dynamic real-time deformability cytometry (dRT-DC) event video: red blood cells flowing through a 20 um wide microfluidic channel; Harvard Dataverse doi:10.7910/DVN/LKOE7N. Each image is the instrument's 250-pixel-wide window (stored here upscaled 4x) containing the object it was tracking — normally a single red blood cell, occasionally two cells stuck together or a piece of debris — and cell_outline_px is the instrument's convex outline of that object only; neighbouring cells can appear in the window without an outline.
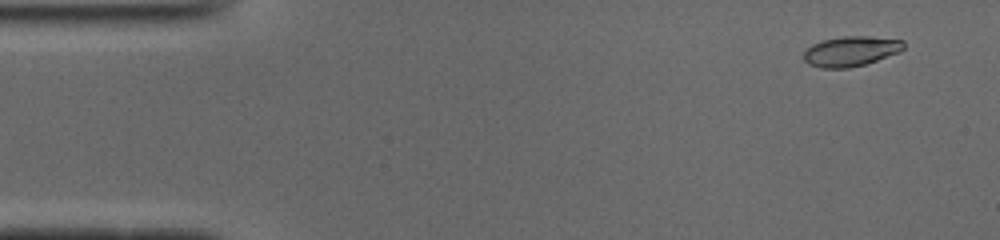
{"species": "common noctule bat (a hibernating species)", "species_latin": "Nyctalus noctula", "temperature_condition": "cold", "stored_images_in_passage": 51, "camera_frame_rate_fps": 3000, "um_per_image_px": 0.085, "animal": {"sex": "male", "body_mass_g": 19.0, "forearm_length_mm": 50.8}, "frame": {"image": 1, "passage_image": 4, "time_ms": 1.0, "image_size_px": [1000, 240], "cell_outline_px": [[904, 48], [900, 52], [864, 64], [848, 68], [820, 68], [808, 64], [804, 60], [804, 52], [812, 44], [824, 40], [844, 36], [868, 36], [904, 40]], "centroid_in_image_um": [72.32, 4.35], "position_along_channel_um": 12.7, "area_um2": 17.4}}
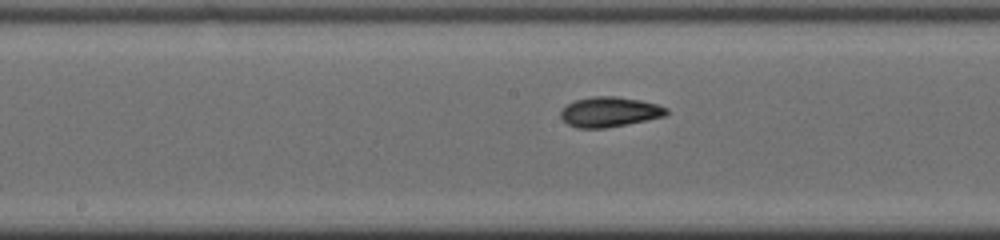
{"frame": {"image": 2, "passage_image": 26, "time_ms": 8.333, "image_size_px": [1000, 240], "cell_outline_px": [[668, 112], [664, 116], [604, 128], [576, 128], [568, 124], [560, 116], [560, 112], [568, 104], [576, 100], [592, 96], [616, 96], [640, 100], [656, 104], [668, 108]], "centroid_in_image_um": [51.79, 9.5], "position_along_channel_um": 196.4, "area_um2": 18.21}}
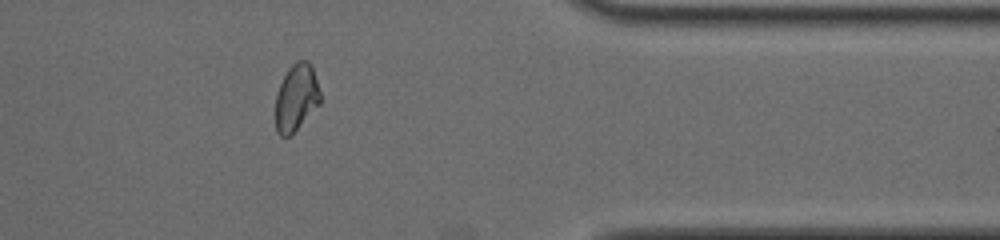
{"frame": {"image": 3, "passage_image": 42, "time_ms": 13.667, "image_size_px": [1000, 240], "cell_outline_px": [[320, 104], [288, 136], [280, 136], [276, 132], [276, 96], [280, 84], [288, 68], [296, 60], [308, 60], [312, 68], [320, 92]], "centroid_in_image_um": [25.17, 8.26], "position_along_channel_um": 386.2, "area_um2": 17.11}, "authors_computed_cell_mechanics": {"area_um2": 17.6868, "velocity_mm_per_s": 3.9243, "shape_relaxation_time_tau1_ms": 3.3342, "shape_relaxation_time_tau2_ms": 2.6148, "deformation_change_tau1": 0.1362, "deformation_change_tau2": 0.0671}}